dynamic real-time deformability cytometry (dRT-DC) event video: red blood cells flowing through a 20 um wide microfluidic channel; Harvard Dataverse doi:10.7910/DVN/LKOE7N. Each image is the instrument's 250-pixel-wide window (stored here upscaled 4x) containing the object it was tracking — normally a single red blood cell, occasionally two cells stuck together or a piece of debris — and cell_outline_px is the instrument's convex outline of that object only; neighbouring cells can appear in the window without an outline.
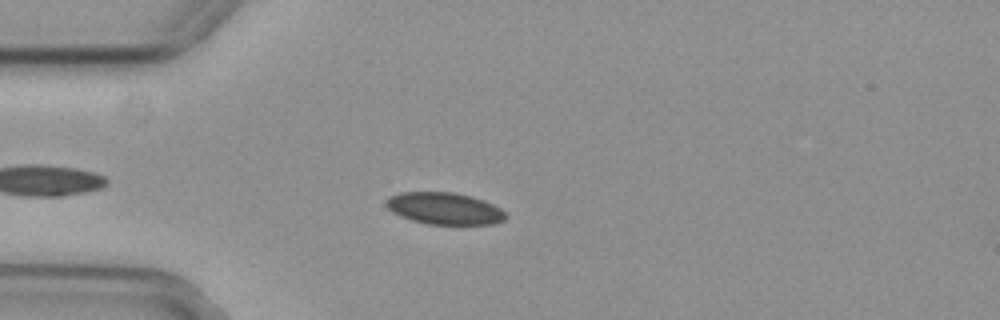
{"species": "common noctule bat (a hibernating species)", "species_latin": "Nyctalus noctula", "temperature_condition": "cold", "stored_images_in_passage": 31, "camera_frame_rate_fps": 3000, "um_per_image_px": 0.085, "animal": {"sex": "female", "body_mass_g": 29.2, "forearm_length_mm": 56.3}, "frame": {"image": 1, "passage_image": 6, "time_ms": 1.667, "image_size_px": [1000, 320], "cell_outline_px": [[508, 216], [504, 220], [496, 224], [428, 224], [412, 220], [400, 216], [392, 212], [384, 204], [384, 200], [388, 196], [400, 192], [452, 192], [472, 196], [484, 200], [500, 208]], "centroid_in_image_um": [37.75, 17.71], "position_along_channel_um": 47.2, "area_um2": 22.43}}
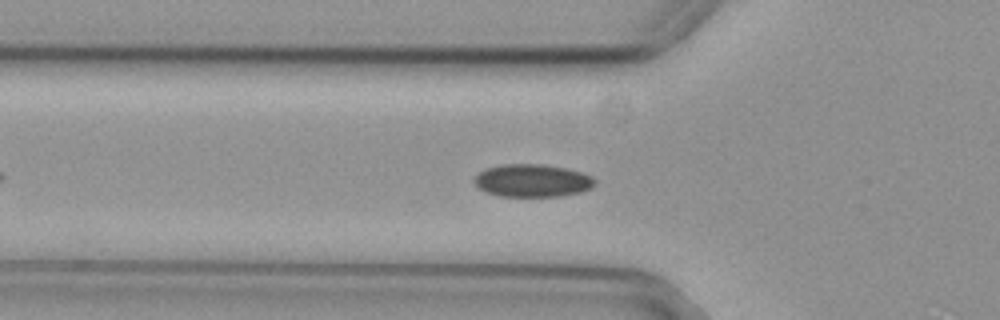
{"frame": {"image": 2, "passage_image": 10, "time_ms": 3.0, "image_size_px": [1000, 320], "cell_outline_px": [[596, 184], [592, 188], [580, 192], [560, 196], [500, 196], [484, 192], [472, 180], [484, 168], [504, 164], [540, 164], [564, 168], [580, 172], [592, 176], [596, 180]], "centroid_in_image_um": [45.25, 15.35], "position_along_channel_um": 80.6, "area_um2": 23.0}}
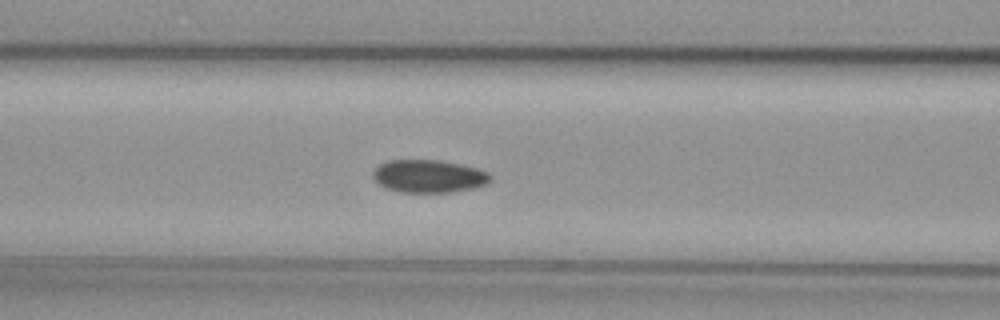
{"frame": {"image": 3, "passage_image": 14, "time_ms": 4.333, "image_size_px": [1000, 320], "cell_outline_px": [[492, 180], [488, 184], [472, 188], [452, 192], [400, 192], [384, 188], [372, 176], [372, 172], [380, 164], [388, 160], [440, 160], [460, 164], [476, 168], [488, 172], [492, 176]], "centroid_in_image_um": [36.46, 14.98], "position_along_channel_um": 130.1, "area_um2": 22.54}}